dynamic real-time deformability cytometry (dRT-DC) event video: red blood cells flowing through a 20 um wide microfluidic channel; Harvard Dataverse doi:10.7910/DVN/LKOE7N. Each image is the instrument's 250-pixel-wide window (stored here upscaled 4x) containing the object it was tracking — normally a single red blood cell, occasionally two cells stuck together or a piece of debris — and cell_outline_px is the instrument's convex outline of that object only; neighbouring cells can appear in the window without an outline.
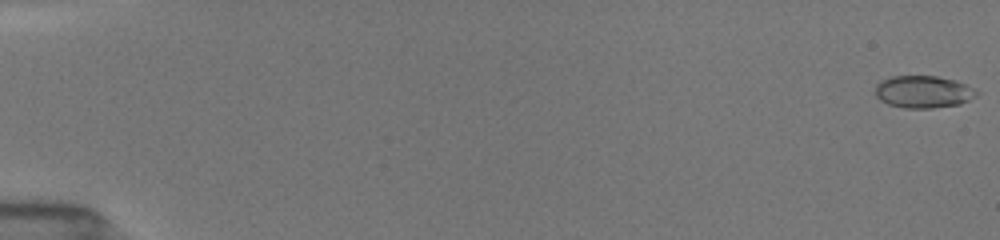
{"species": "common noctule bat (a hibernating species)", "species_latin": "Nyctalus noctula", "temperature_condition": "room temperature", "stored_images_in_passage": 12, "camera_frame_rate_fps": 3000, "um_per_image_px": 0.085, "animal": {"sex": "female", "body_mass_g": 19.5, "forearm_length_mm": 54.1}, "frame": {"image": 1, "passage_image": 1, "time_ms": 0.0, "image_size_px": [1000, 240], "cell_outline_px": [[980, 92], [976, 96], [960, 104], [932, 108], [904, 108], [888, 104], [880, 100], [876, 96], [876, 84], [880, 80], [892, 76], [936, 76], [956, 80]], "centroid_in_image_um": [78.47, 7.8], "position_along_channel_um": 6.5, "area_um2": 19.07}}
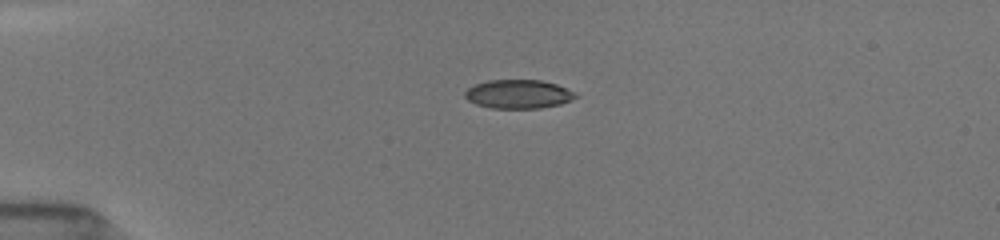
{"frame": {"image": 2, "passage_image": 8, "time_ms": 4.333, "image_size_px": [1000, 240], "cell_outline_px": [[580, 96], [560, 104], [540, 108], [492, 108], [476, 104], [468, 100], [464, 96], [464, 92], [468, 88], [476, 84], [488, 80], [540, 80], [556, 84], [576, 92]], "centroid_in_image_um": [44.07, 8.0], "position_along_channel_um": 40.9, "area_um2": 18.55}}
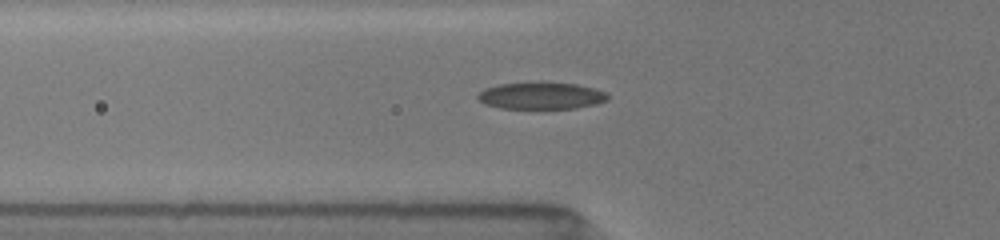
{"frame": {"image": 3, "passage_image": 11, "time_ms": 6.333, "image_size_px": [1000, 240], "cell_outline_px": [[608, 100], [596, 104], [576, 108], [500, 108], [484, 104], [476, 96], [484, 88], [500, 84], [540, 80], [544, 80], [576, 84], [592, 88], [604, 92], [608, 96]], "centroid_in_image_um": [45.97, 8.1], "position_along_channel_um": 79.8, "area_um2": 20.81}}